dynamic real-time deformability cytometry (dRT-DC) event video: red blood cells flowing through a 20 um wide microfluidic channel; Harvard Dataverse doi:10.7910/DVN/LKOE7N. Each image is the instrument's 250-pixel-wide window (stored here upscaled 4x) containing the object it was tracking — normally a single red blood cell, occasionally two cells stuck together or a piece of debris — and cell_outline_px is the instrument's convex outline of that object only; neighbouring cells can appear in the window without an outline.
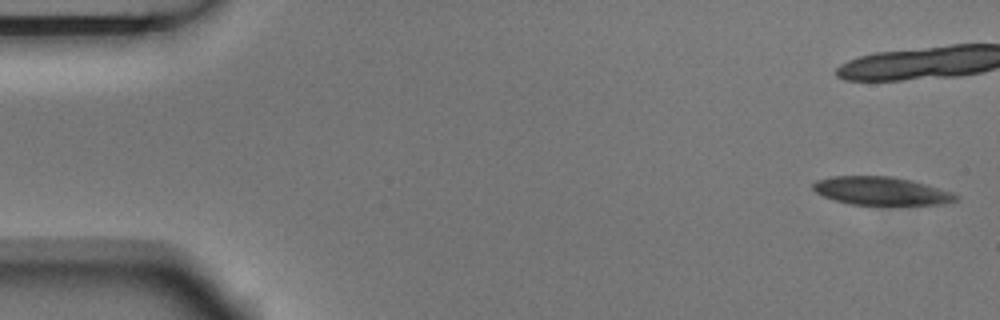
{"species": "Egyptian fruit bat (a non-hibernating species)", "species_latin": "Rousettus aegyptiacus", "temperature_condition": "room temperature", "stored_images_in_passage": 4, "camera_frame_rate_fps": 3000, "um_per_image_px": 0.085, "animal": {"sex": "male"}, "frame": {"image": 1, "passage_image": 1, "time_ms": 0.0, "image_size_px": [1000, 320], "cell_outline_px": [[960, 200], [944, 204], [852, 204], [836, 200], [824, 196], [816, 192], [812, 188], [812, 184], [816, 180], [832, 176], [892, 176], [912, 180], [956, 192], [960, 196]], "centroid_in_image_um": [74.98, 16.22], "position_along_channel_um": 10.0, "area_um2": 23.58}}